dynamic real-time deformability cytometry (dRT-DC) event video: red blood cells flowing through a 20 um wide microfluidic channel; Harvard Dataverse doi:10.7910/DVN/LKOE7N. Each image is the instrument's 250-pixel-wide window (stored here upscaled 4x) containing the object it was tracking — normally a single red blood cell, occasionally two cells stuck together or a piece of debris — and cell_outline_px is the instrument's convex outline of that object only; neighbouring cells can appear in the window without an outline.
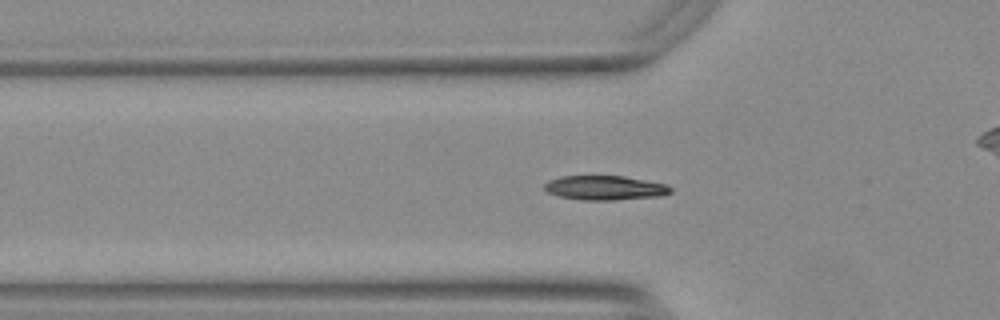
{"species": "Egyptian fruit bat (a non-hibernating species)", "species_latin": "Rousettus aegyptiacus", "temperature_condition": "warm", "stored_images_in_passage": 46, "camera_frame_rate_fps": 3000, "um_per_image_px": 0.085, "animal": {"sex": "female"}, "frame": {"image": 1, "passage_image": 9, "time_ms": 2.667, "image_size_px": [1000, 320], "cell_outline_px": [[672, 192], [660, 196], [616, 200], [584, 200], [560, 196], [548, 192], [544, 188], [544, 184], [548, 180], [560, 176], [624, 176], [664, 184], [672, 188]], "centroid_in_image_um": [51.4, 15.96], "position_along_channel_um": 74.4, "area_um2": 17.8}}
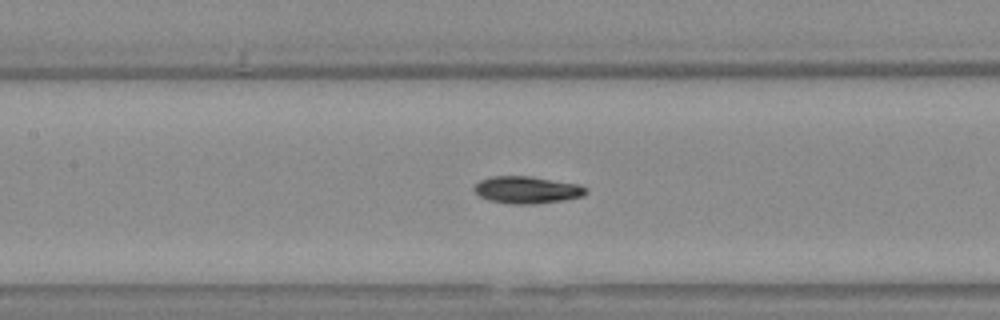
{"frame": {"image": 2, "passage_image": 16, "time_ms": 5.0, "image_size_px": [1000, 320], "cell_outline_px": [[588, 192], [584, 196], [564, 200], [536, 204], [512, 204], [492, 200], [480, 196], [476, 192], [476, 184], [480, 180], [492, 176], [532, 176], [576, 184], [588, 188]], "centroid_in_image_um": [44.85, 16.14], "position_along_channel_um": 162.5, "area_um2": 17.51}}
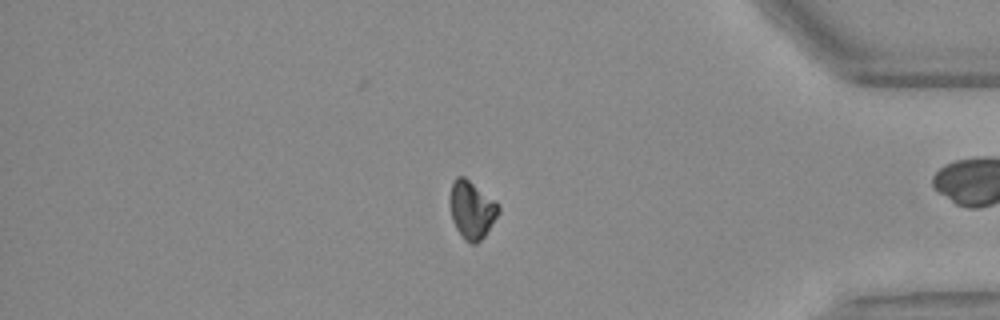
{"frame": {"image": 3, "passage_image": 37, "time_ms": 12.0, "image_size_px": [1000, 320], "cell_outline_px": [[500, 212], [484, 236], [476, 244], [472, 244], [464, 240], [456, 228], [452, 220], [452, 180], [456, 176], [464, 176], [496, 200], [500, 208]], "centroid_in_image_um": [40.14, 17.83], "position_along_channel_um": 395.1, "area_um2": 16.13}}